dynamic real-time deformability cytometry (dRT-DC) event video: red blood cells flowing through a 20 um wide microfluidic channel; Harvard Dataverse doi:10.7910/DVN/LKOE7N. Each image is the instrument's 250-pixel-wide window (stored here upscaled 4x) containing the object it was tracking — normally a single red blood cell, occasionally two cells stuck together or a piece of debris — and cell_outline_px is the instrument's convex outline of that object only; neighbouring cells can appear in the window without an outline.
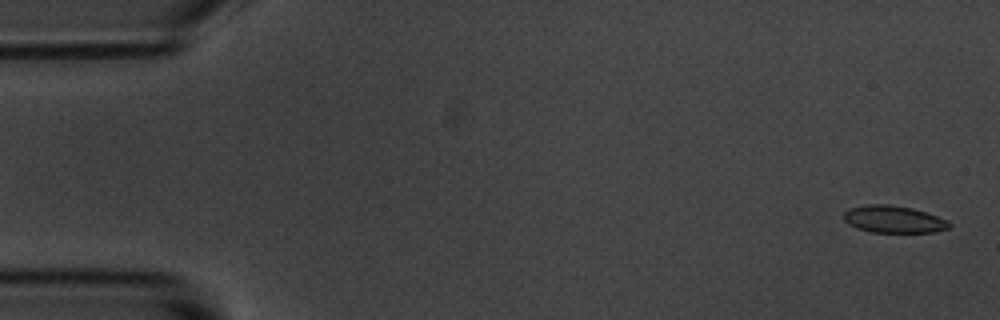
{"species": "common noctule bat (a hibernating species)", "species_latin": "Nyctalus noctula", "temperature_condition": "room temperature", "stored_images_in_passage": 5, "camera_frame_rate_fps": 3000, "um_per_image_px": 0.085, "animal": {"sex": "male", "body_mass_g": 20.1, "forearm_length_mm": 53.5}, "frame": {"image": 1, "passage_image": 1, "time_ms": 0.0, "image_size_px": [1000, 320], "cell_outline_px": [[952, 224], [948, 228], [936, 232], [868, 232], [856, 228], [848, 224], [844, 220], [844, 212], [848, 208], [868, 204], [888, 204], [912, 208], [948, 220]], "centroid_in_image_um": [75.93, 18.64], "position_along_channel_um": 9.1, "area_um2": 16.76}}
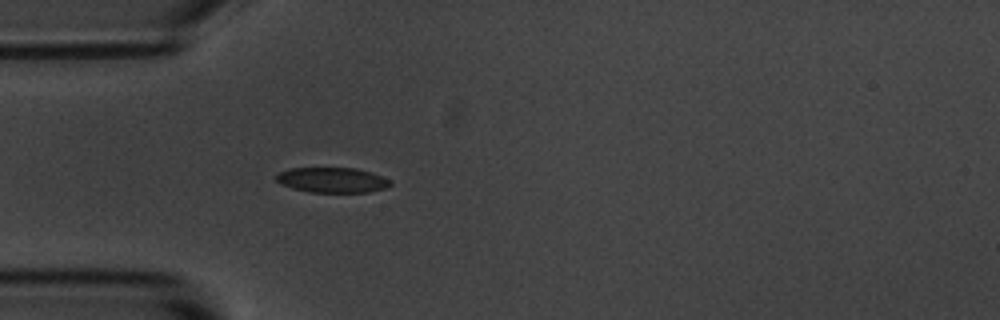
{"frame": {"image": 2, "passage_image": 5, "time_ms": 1.333, "image_size_px": [1000, 320], "cell_outline_px": [[392, 184], [388, 188], [368, 192], [308, 192], [292, 188], [280, 184], [276, 180], [276, 176], [280, 172], [288, 168], [356, 168], [380, 176], [388, 180]], "centroid_in_image_um": [28.21, 15.31], "position_along_channel_um": 56.8, "area_um2": 16.65}}